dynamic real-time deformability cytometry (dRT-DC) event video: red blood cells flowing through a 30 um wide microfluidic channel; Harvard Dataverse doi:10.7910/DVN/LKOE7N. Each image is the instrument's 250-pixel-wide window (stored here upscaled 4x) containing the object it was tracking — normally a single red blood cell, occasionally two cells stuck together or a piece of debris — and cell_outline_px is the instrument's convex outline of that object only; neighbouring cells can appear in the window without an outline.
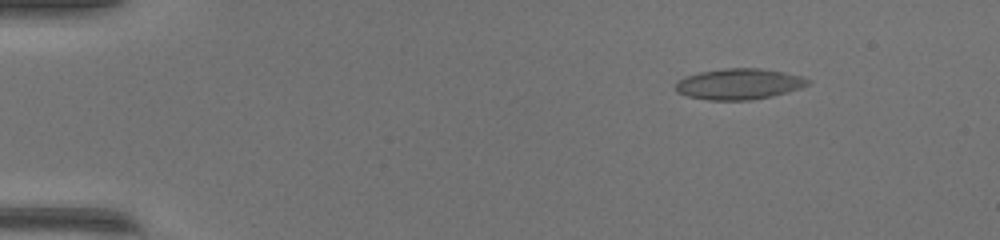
{"species": "common noctule bat (a hibernating species)", "species_latin": "Nyctalus noctula", "temperature_condition": "warm", "stored_images_in_passage": 50, "camera_frame_rate_fps": 3000, "um_per_image_px": 0.085, "animal": {"sex": "female", "body_mass_g": 17.0, "forearm_length_mm": 48.0}, "frame": {"image": 1, "passage_image": 7, "time_ms": 2.0, "image_size_px": [1000, 240], "cell_outline_px": [[812, 80], [808, 84], [800, 88], [772, 96], [752, 100], [708, 100], [688, 96], [676, 92], [676, 84], [680, 80], [688, 76], [700, 72], [728, 68], [756, 68], [784, 72], [800, 76]], "centroid_in_image_um": [62.83, 7.15], "position_along_channel_um": 22.2, "area_um2": 23.52}}
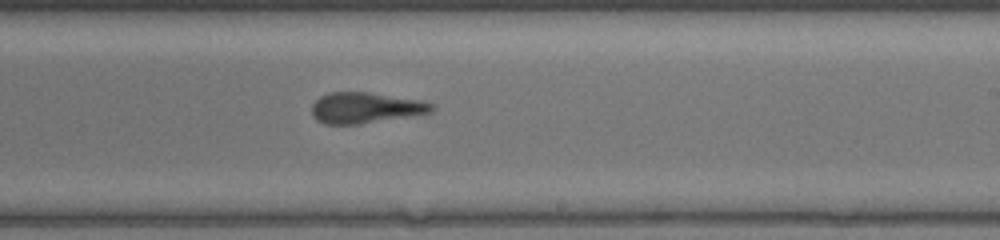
{"frame": {"image": 2, "passage_image": 31, "time_ms": 10.0, "image_size_px": [1000, 240], "cell_outline_px": [[436, 108], [432, 112], [360, 124], [324, 124], [316, 120], [312, 116], [312, 104], [320, 96], [328, 92], [372, 92], [420, 100], [436, 104]], "centroid_in_image_um": [31.07, 9.15], "position_along_channel_um": 257.9, "area_um2": 21.73}}
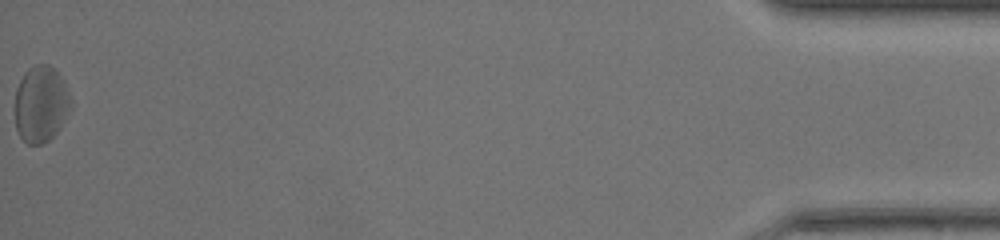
{"frame": {"image": 3, "passage_image": 50, "time_ms": 16.333, "image_size_px": [1000, 240], "cell_outline_px": [[72, 104], [64, 120], [56, 132], [48, 140], [40, 144], [28, 144], [20, 136], [16, 128], [16, 88], [24, 72], [28, 68], [36, 64], [48, 64], [60, 76], [68, 88]], "centroid_in_image_um": [3.48, 8.82], "position_along_channel_um": 431.7, "area_um2": 24.62}, "authors_computed_cell_mechanics": {"area_um2": 22.4842, "velocity_mm_per_s": 4.2576, "shape_relaxation_time_tau1_ms": 2.5277, "shape_relaxation_time_tau2_ms": 2.2724, "deformation_change_tau1": 0.1339, "deformation_change_tau2": 0.1444}}